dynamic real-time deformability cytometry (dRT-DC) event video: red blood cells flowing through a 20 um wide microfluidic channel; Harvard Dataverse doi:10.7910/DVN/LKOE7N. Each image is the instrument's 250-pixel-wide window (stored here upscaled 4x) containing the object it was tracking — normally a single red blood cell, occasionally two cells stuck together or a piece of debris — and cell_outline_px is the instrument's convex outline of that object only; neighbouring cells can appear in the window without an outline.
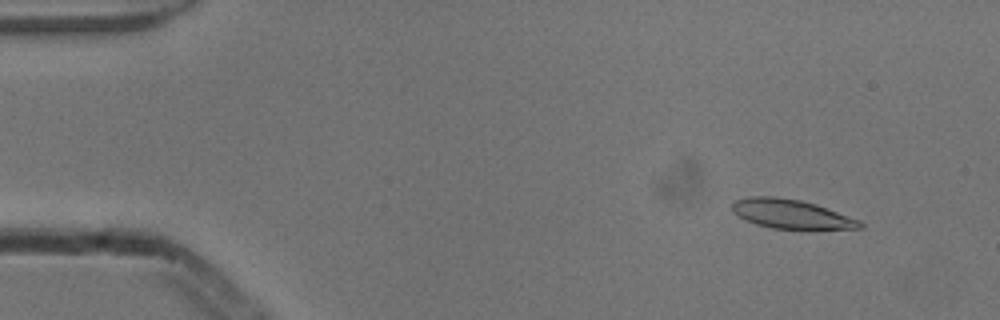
{"species": "common noctule bat (a hibernating species)", "species_latin": "Nyctalus noctula", "temperature_condition": "cold", "stored_images_in_passage": 4, "camera_frame_rate_fps": 3000, "um_per_image_px": 0.085, "animal": {"sex": "male", "body_mass_g": 13.3}, "frame": {"image": 1, "passage_image": 1, "time_ms": 0.0, "image_size_px": [1000, 320], "cell_outline_px": [[864, 228], [772, 228], [756, 224], [744, 220], [732, 212], [732, 204], [736, 200], [748, 196], [776, 196], [800, 200], [816, 204], [860, 220], [864, 224]], "centroid_in_image_um": [67.21, 18.17], "position_along_channel_um": 17.8, "area_um2": 21.5}}
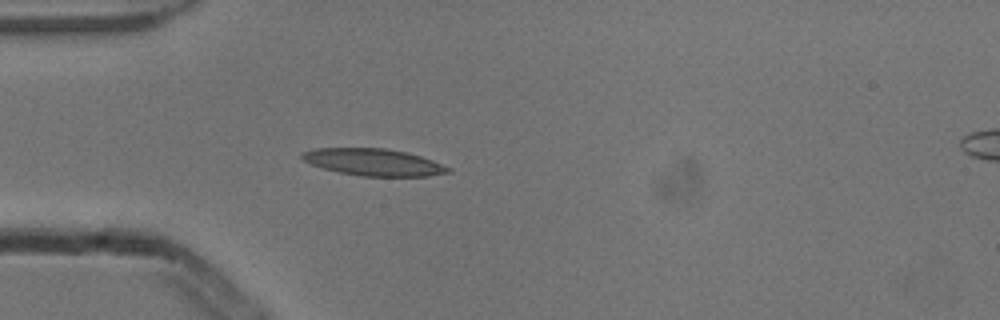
{"frame": {"image": 2, "passage_image": 4, "time_ms": 1.0, "image_size_px": [1000, 320], "cell_outline_px": [[452, 172], [428, 176], [360, 176], [340, 172], [324, 168], [312, 164], [304, 160], [300, 156], [300, 152], [316, 148], [384, 148], [408, 152], [432, 160], [452, 168]], "centroid_in_image_um": [31.78, 13.78], "position_along_channel_um": 53.2, "area_um2": 22.95}}